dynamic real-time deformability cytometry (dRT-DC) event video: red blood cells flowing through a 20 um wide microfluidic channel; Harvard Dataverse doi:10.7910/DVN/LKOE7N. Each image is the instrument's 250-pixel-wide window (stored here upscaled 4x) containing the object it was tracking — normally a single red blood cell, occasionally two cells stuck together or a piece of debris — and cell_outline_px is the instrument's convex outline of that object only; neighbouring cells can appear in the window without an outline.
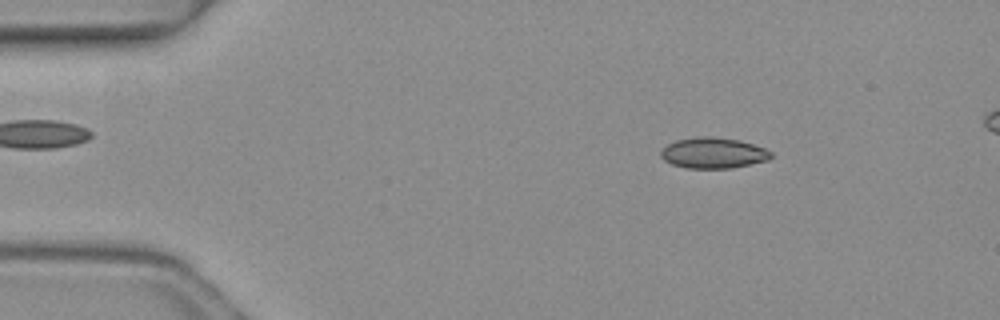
{"species": "common noctule bat (a hibernating species)", "species_latin": "Nyctalus noctula", "temperature_condition": "warm", "stored_images_in_passage": 4, "camera_frame_rate_fps": 3000, "um_per_image_px": 0.085, "animal": {"sex": "female", "body_mass_g": 19.3, "forearm_length_mm": 54.1}, "frame": {"image": 1, "passage_image": 2, "time_ms": 0.333, "image_size_px": [1000, 320], "cell_outline_px": [[772, 156], [768, 160], [732, 168], [688, 168], [672, 164], [664, 160], [660, 156], [660, 152], [668, 144], [676, 140], [700, 136], [712, 136], [740, 140], [764, 148], [772, 152]], "centroid_in_image_um": [60.63, 13.0], "position_along_channel_um": 24.4, "area_um2": 19.71}}